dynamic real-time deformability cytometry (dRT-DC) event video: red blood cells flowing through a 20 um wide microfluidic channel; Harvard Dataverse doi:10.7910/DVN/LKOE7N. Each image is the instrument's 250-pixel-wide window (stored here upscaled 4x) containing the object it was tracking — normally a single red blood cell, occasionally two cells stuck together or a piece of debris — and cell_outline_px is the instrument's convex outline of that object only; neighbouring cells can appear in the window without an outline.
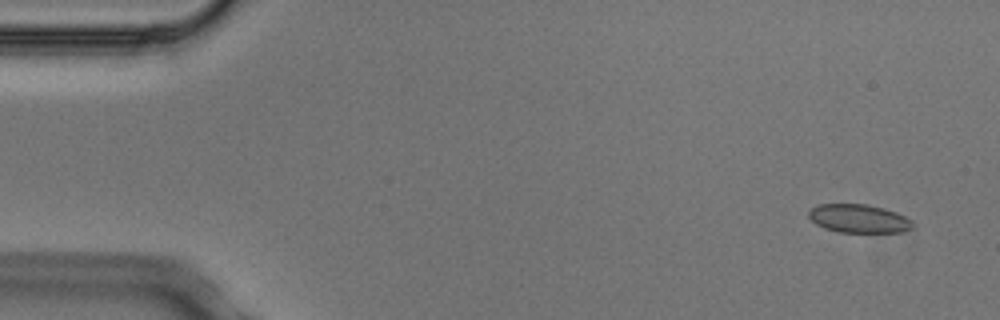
{"species": "Egyptian fruit bat (a non-hibernating species)", "species_latin": "Rousettus aegyptiacus", "temperature_condition": "cold", "stored_images_in_passage": 4, "camera_frame_rate_fps": 3000, "um_per_image_px": 0.085, "animal": {"sex": "male"}, "frame": {"image": 1, "passage_image": 1, "time_ms": 0.0, "image_size_px": [1000, 320], "cell_outline_px": [[912, 228], [900, 232], [840, 232], [824, 228], [816, 224], [808, 216], [808, 212], [812, 208], [820, 204], [868, 204], [884, 208], [896, 212], [912, 220]], "centroid_in_image_um": [72.99, 18.57], "position_along_channel_um": 12.0, "area_um2": 17.17}}
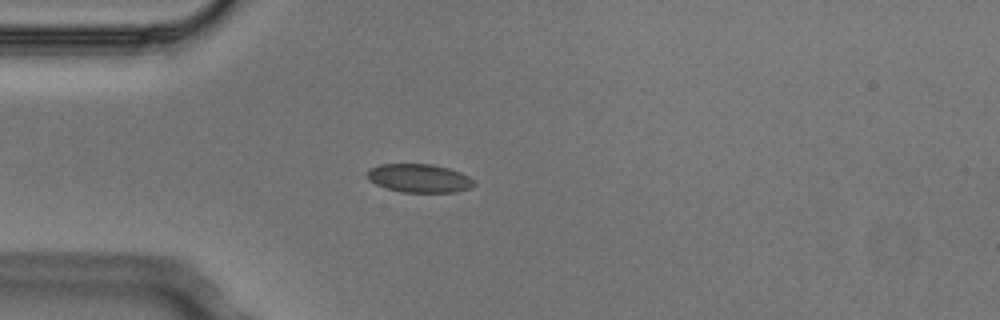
{"frame": {"image": 2, "passage_image": 4, "time_ms": 1.0, "image_size_px": [1000, 320], "cell_outline_px": [[476, 184], [472, 188], [456, 192], [400, 192], [384, 188], [368, 180], [368, 168], [380, 164], [432, 164], [448, 168], [460, 172], [476, 180]], "centroid_in_image_um": [35.65, 15.15], "position_along_channel_um": 49.3, "area_um2": 17.98}}